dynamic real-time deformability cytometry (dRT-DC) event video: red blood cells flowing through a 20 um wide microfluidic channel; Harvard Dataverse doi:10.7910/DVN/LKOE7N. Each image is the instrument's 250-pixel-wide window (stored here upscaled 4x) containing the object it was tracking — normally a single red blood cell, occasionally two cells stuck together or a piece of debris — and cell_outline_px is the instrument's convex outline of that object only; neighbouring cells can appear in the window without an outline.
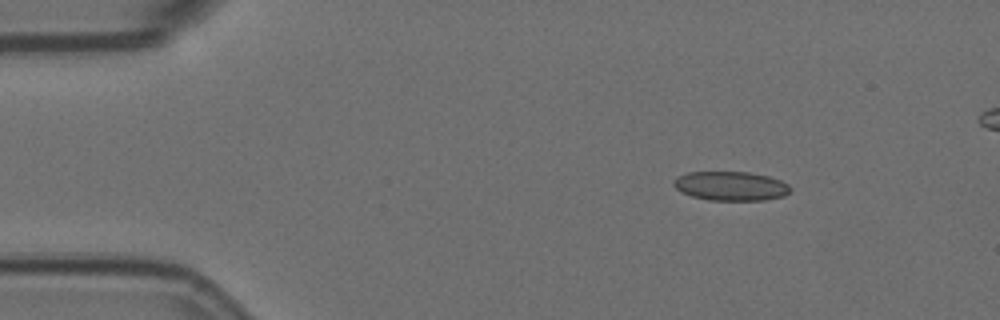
{"species": "Egyptian fruit bat (a non-hibernating species)", "species_latin": "Rousettus aegyptiacus", "temperature_condition": "room temperature", "stored_images_in_passage": 3, "camera_frame_rate_fps": 3000, "um_per_image_px": 0.085, "animal": {"sex": "female"}, "frame": {"image": 1, "passage_image": 1, "time_ms": 0.0, "image_size_px": [1000, 320], "cell_outline_px": [[792, 188], [784, 196], [764, 200], [708, 200], [692, 196], [680, 192], [672, 184], [672, 180], [676, 176], [688, 172], [748, 172], [768, 176], [780, 180], [788, 184]], "centroid_in_image_um": [62.08, 15.81], "position_along_channel_um": 22.9, "area_um2": 19.94}}